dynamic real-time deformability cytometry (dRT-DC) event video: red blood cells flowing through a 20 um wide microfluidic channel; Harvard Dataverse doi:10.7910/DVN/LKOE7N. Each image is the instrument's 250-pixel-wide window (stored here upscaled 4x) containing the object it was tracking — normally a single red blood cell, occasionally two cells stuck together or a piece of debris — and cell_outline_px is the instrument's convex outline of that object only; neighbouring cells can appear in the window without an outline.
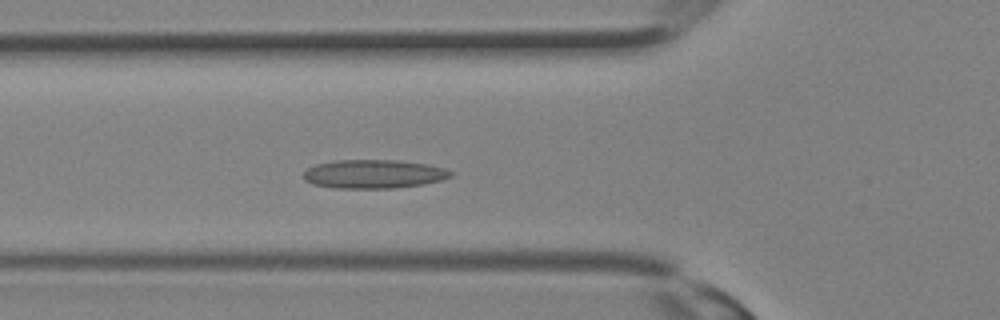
{"species": "Egyptian fruit bat (a non-hibernating species)", "species_latin": "Rousettus aegyptiacus", "temperature_condition": "room temperature", "stored_images_in_passage": 19, "camera_frame_rate_fps": 3000, "um_per_image_px": 0.085, "animal": {"sex": "female"}, "frame": {"image": 1, "passage_image": 11, "time_ms": 3.333, "image_size_px": [1000, 320], "cell_outline_px": [[452, 176], [440, 180], [424, 184], [396, 188], [336, 188], [312, 184], [304, 180], [304, 172], [308, 168], [316, 164], [336, 160], [396, 160], [428, 164], [444, 168], [452, 172]], "centroid_in_image_um": [31.76, 14.79], "position_along_channel_um": 94.0, "area_um2": 24.62}}
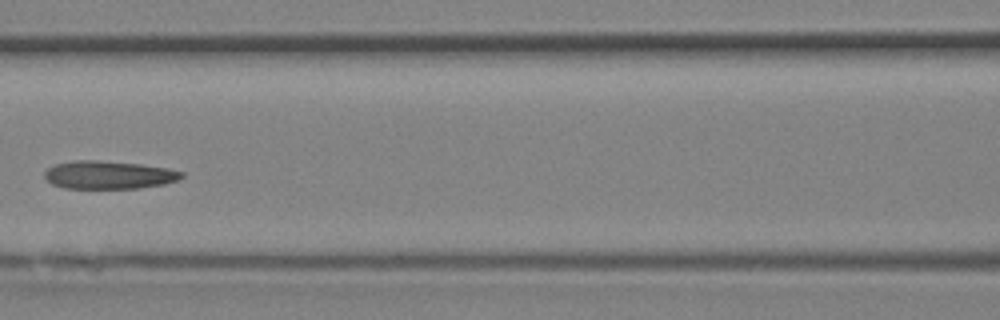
{"frame": {"image": 2, "passage_image": 14, "time_ms": 4.333, "image_size_px": [1000, 320], "cell_outline_px": [[184, 176], [176, 180], [164, 184], [140, 188], [64, 188], [52, 184], [44, 176], [44, 172], [48, 168], [56, 164], [72, 160], [96, 160], [140, 164], [168, 168], [184, 172]], "centroid_in_image_um": [9.24, 14.86], "position_along_channel_um": 157.4, "area_um2": 22.37}}
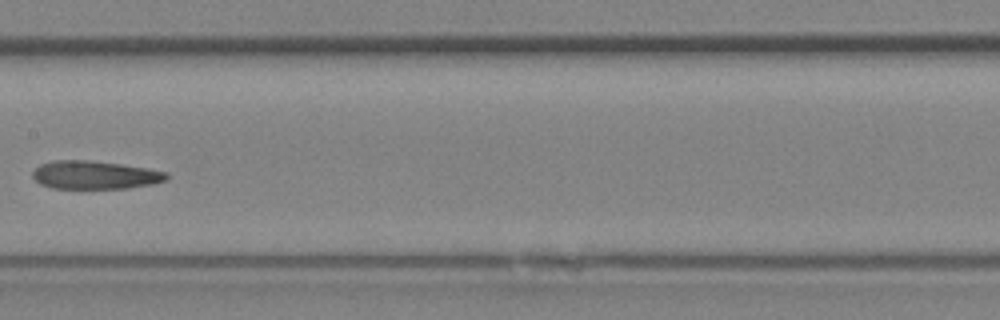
{"frame": {"image": 3, "passage_image": 16, "time_ms": 5.0, "image_size_px": [1000, 320], "cell_outline_px": [[168, 180], [152, 184], [128, 188], [52, 188], [40, 184], [32, 176], [32, 172], [40, 164], [52, 160], [88, 160], [120, 164], [148, 168], [168, 172]], "centroid_in_image_um": [8.07, 14.87], "position_along_channel_um": 199.3, "area_um2": 22.08}}